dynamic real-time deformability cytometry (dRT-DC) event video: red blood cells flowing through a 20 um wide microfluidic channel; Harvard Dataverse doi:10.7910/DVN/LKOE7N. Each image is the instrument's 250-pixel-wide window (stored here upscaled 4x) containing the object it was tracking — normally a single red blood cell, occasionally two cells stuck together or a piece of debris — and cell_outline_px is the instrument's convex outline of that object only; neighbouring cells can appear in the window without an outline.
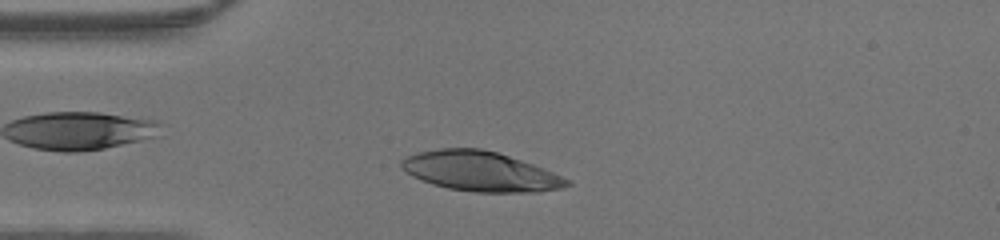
{"species": "human", "species_latin": "Homo sapiens", "temperature_condition": "warm", "stored_images_in_passage": 32, "camera_frame_rate_fps": 3000, "um_per_image_px": 0.085, "donor": {"sex": "male"}, "frame": {"image": 1, "passage_image": 6, "time_ms": 1.667, "image_size_px": [1000, 240], "cell_outline_px": [[572, 184], [560, 188], [540, 192], [472, 192], [448, 188], [432, 184], [412, 176], [400, 168], [400, 160], [404, 156], [420, 152], [440, 148], [480, 148], [496, 152], [544, 168], [572, 180]], "centroid_in_image_um": [40.82, 14.57], "position_along_channel_um": 44.2, "area_um2": 38.44}}
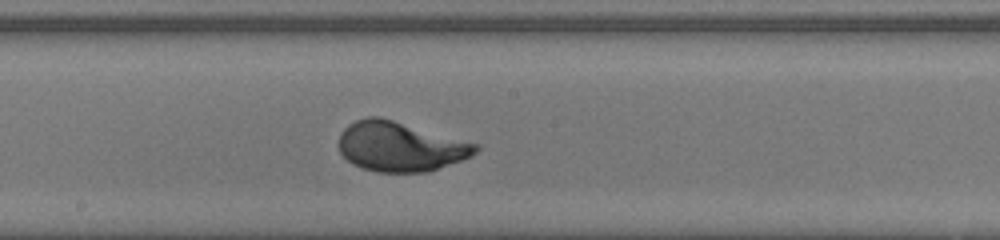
{"frame": {"image": 2, "passage_image": 19, "time_ms": 6.0, "image_size_px": [1000, 240], "cell_outline_px": [[480, 148], [472, 156], [428, 172], [376, 172], [360, 168], [352, 164], [340, 152], [340, 132], [348, 124], [356, 120], [368, 116], [380, 116], [480, 144]], "centroid_in_image_um": [34.03, 12.45], "position_along_channel_um": 214.2, "area_um2": 39.82}}
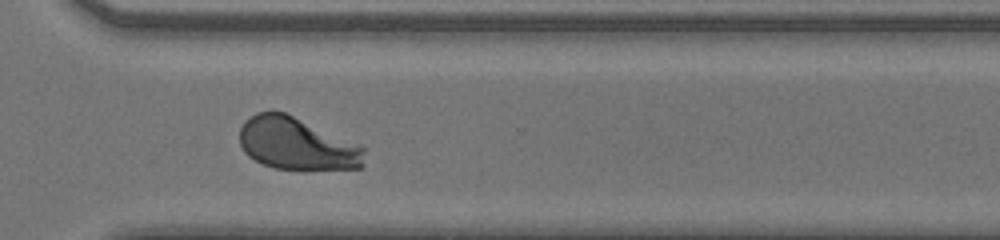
{"frame": {"image": 3, "passage_image": 28, "time_ms": 9.0, "image_size_px": [1000, 240], "cell_outline_px": [[364, 168], [272, 168], [248, 156], [244, 152], [240, 144], [240, 128], [244, 120], [256, 112], [284, 112], [360, 144], [364, 148]], "centroid_in_image_um": [25.22, 12.21], "position_along_channel_um": 345.4, "area_um2": 37.69}}